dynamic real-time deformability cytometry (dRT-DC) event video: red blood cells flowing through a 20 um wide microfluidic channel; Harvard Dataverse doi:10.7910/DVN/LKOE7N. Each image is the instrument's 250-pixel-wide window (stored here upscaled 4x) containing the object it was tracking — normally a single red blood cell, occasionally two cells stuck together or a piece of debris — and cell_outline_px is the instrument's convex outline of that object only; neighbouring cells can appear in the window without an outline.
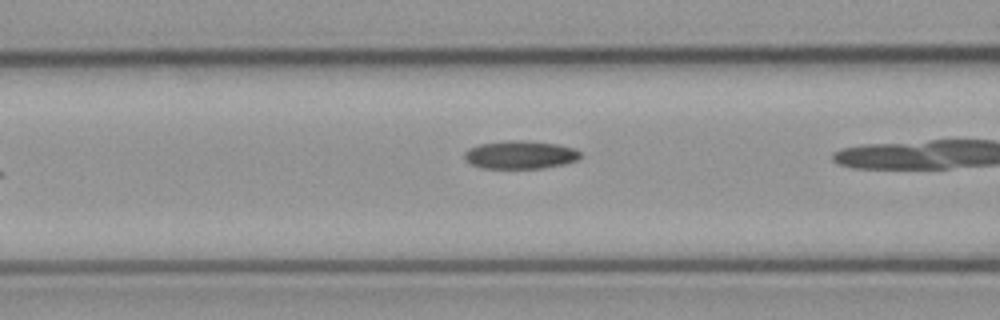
{"species": "common noctule bat (a hibernating species)", "species_latin": "Nyctalus noctula", "temperature_condition": "cold", "stored_images_in_passage": 4, "camera_frame_rate_fps": 3000, "um_per_image_px": 0.085, "animal": {"sex": "male", "body_mass_g": 23.1, "forearm_length_mm": 52.7}, "frame": {"image": 1, "passage_image": 4, "time_ms": 4.0, "image_size_px": [1000, 320], "cell_outline_px": [[580, 156], [576, 160], [564, 164], [544, 168], [480, 168], [464, 160], [464, 152], [468, 148], [480, 144], [508, 140], [524, 140], [560, 144], [576, 148], [580, 152]], "centroid_in_image_um": [44.22, 13.15], "position_along_channel_um": 122.4, "area_um2": 19.19}}